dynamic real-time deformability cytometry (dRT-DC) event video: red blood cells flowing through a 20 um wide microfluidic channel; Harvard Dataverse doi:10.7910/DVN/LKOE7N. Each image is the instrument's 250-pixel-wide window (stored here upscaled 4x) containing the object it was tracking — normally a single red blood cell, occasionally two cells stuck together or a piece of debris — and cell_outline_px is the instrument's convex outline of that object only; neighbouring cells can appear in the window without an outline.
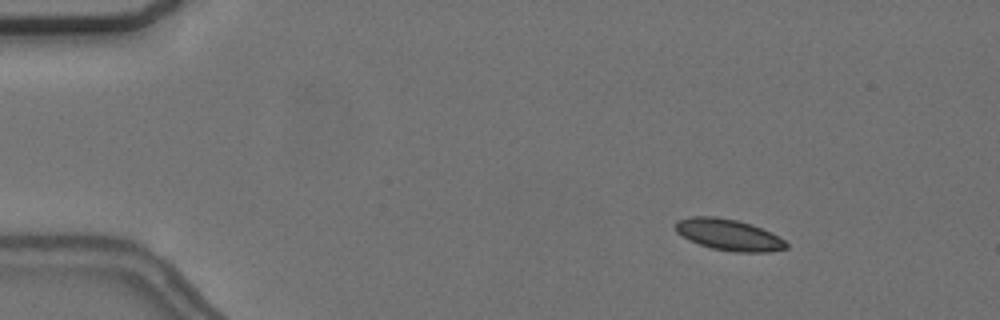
{"species": "common noctule bat (a hibernating species)", "species_latin": "Nyctalus noctula", "temperature_condition": "cold", "stored_images_in_passage": 9, "camera_frame_rate_fps": 3000, "um_per_image_px": 0.085, "animal": {"sex": "female", "body_mass_g": 24.6, "forearm_length_mm": 56.2}, "frame": {"image": 1, "passage_image": 2, "time_ms": 2.0, "image_size_px": [1000, 320], "cell_outline_px": [[788, 248], [768, 252], [732, 252], [712, 248], [688, 240], [676, 232], [676, 220], [692, 216], [716, 216], [736, 220], [752, 224], [772, 232], [784, 240], [788, 244]], "centroid_in_image_um": [61.95, 19.95], "position_along_channel_um": 23.1, "area_um2": 20.35}}